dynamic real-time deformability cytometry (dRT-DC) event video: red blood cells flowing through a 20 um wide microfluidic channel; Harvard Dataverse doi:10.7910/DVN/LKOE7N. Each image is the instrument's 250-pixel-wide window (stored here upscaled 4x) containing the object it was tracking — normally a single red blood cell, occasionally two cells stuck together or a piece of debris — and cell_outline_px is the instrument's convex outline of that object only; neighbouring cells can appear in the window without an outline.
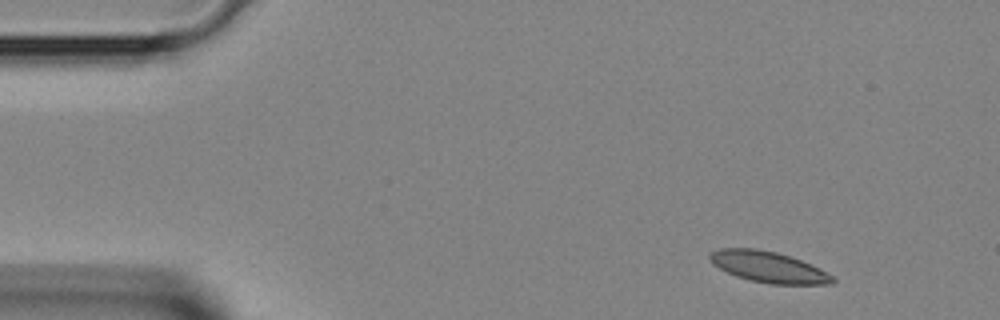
{"species": "Egyptian fruit bat (a non-hibernating species)", "species_latin": "Rousettus aegyptiacus", "temperature_condition": "room temperature", "stored_images_in_passage": 3, "camera_frame_rate_fps": 3000, "um_per_image_px": 0.085, "animal": {"sex": "female"}, "frame": {"image": 1, "passage_image": 1, "time_ms": 0.0, "image_size_px": [1000, 320], "cell_outline_px": [[836, 280], [832, 284], [772, 284], [752, 280], [736, 276], [712, 264], [708, 256], [712, 252], [720, 248], [756, 248], [776, 252], [800, 260], [820, 268], [832, 276]], "centroid_in_image_um": [65.31, 22.69], "position_along_channel_um": 19.7, "area_um2": 21.91}}
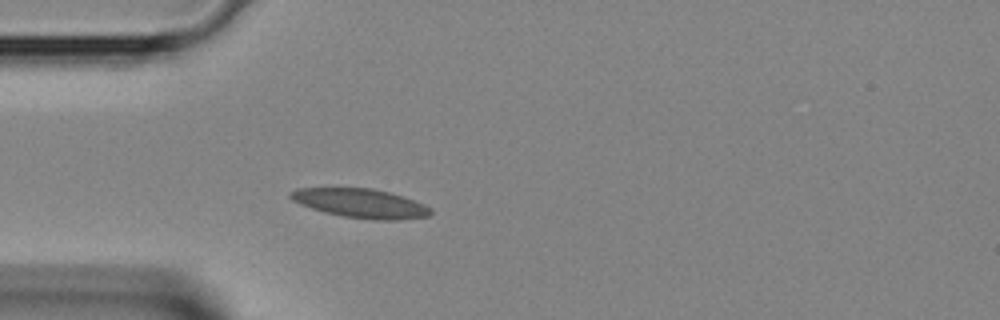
{"frame": {"image": 2, "passage_image": 3, "time_ms": 0.667, "image_size_px": [1000, 320], "cell_outline_px": [[432, 212], [428, 216], [396, 220], [376, 220], [344, 216], [324, 212], [300, 204], [292, 200], [288, 196], [288, 192], [296, 188], [372, 188], [388, 192], [424, 204], [432, 208]], "centroid_in_image_um": [30.61, 17.27], "position_along_channel_um": 54.4, "area_um2": 23.58}}